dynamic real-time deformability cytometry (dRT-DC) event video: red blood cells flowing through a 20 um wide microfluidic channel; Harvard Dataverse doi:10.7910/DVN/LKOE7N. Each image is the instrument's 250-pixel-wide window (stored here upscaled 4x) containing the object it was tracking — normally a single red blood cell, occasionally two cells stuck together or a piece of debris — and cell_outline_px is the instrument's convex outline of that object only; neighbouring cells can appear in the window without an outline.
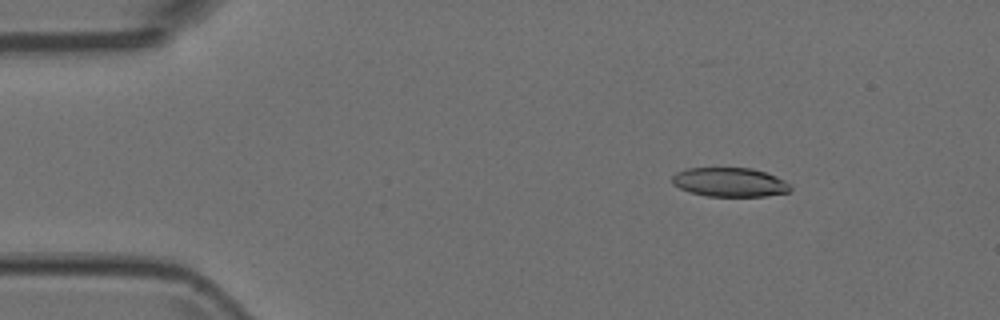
{"species": "Egyptian fruit bat (a non-hibernating species)", "species_latin": "Rousettus aegyptiacus", "temperature_condition": "room temperature", "stored_images_in_passage": 6, "camera_frame_rate_fps": 3000, "um_per_image_px": 0.085, "animal": {"sex": "female"}, "frame": {"image": 1, "passage_image": 3, "time_ms": 0.667, "image_size_px": [1000, 320], "cell_outline_px": [[792, 188], [788, 192], [764, 196], [708, 196], [692, 192], [680, 188], [672, 184], [672, 176], [676, 172], [688, 168], [752, 168], [776, 176], [784, 180]], "centroid_in_image_um": [62.02, 15.48], "position_along_channel_um": 23.0, "area_um2": 19.88}}